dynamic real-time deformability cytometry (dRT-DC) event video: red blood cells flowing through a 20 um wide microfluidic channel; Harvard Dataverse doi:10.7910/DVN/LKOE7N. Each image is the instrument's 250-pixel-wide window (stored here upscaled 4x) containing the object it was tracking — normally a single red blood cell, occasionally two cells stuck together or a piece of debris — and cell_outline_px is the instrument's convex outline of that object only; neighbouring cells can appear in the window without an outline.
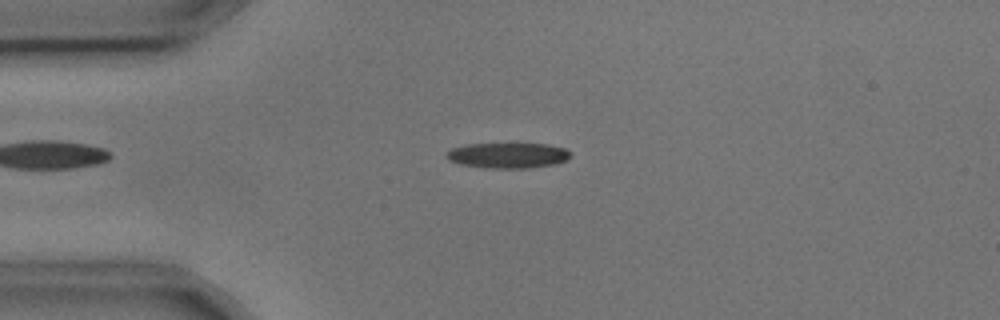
{"species": "common noctule bat (a hibernating species)", "species_latin": "Nyctalus noctula", "temperature_condition": "cold", "stored_images_in_passage": 6, "camera_frame_rate_fps": 3000, "um_per_image_px": 0.085, "animal": {"sex": "male", "body_mass_g": 17.9, "forearm_length_mm": 54.2}, "frame": {"image": 1, "passage_image": 3, "time_ms": 0.667, "image_size_px": [1000, 320], "cell_outline_px": [[572, 156], [564, 160], [552, 164], [528, 168], [488, 168], [460, 164], [448, 160], [444, 156], [452, 148], [468, 144], [548, 144], [564, 148], [572, 152]], "centroid_in_image_um": [43.16, 13.21], "position_along_channel_um": 41.8, "area_um2": 18.26}}
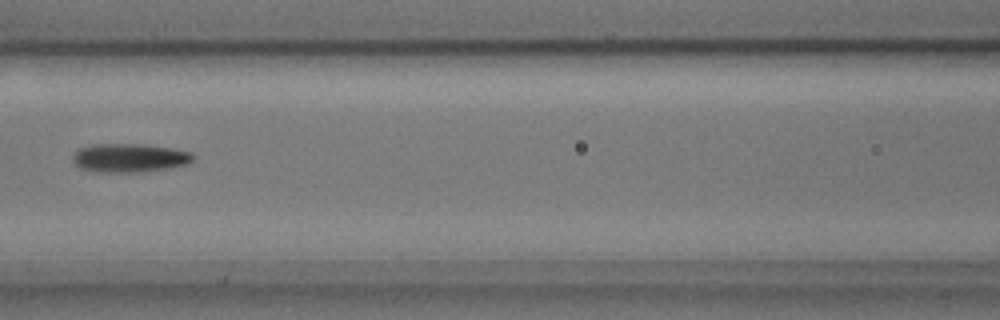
{"frame": {"image": 2, "passage_image": 6, "time_ms": 1.667, "image_size_px": [1000, 320], "cell_outline_px": [[192, 160], [184, 164], [168, 168], [136, 172], [96, 172], [80, 168], [72, 160], [72, 156], [80, 148], [92, 144], [144, 144], [172, 148], [192, 152]], "centroid_in_image_um": [10.96, 13.41], "position_along_channel_um": 155.6, "area_um2": 19.94}}